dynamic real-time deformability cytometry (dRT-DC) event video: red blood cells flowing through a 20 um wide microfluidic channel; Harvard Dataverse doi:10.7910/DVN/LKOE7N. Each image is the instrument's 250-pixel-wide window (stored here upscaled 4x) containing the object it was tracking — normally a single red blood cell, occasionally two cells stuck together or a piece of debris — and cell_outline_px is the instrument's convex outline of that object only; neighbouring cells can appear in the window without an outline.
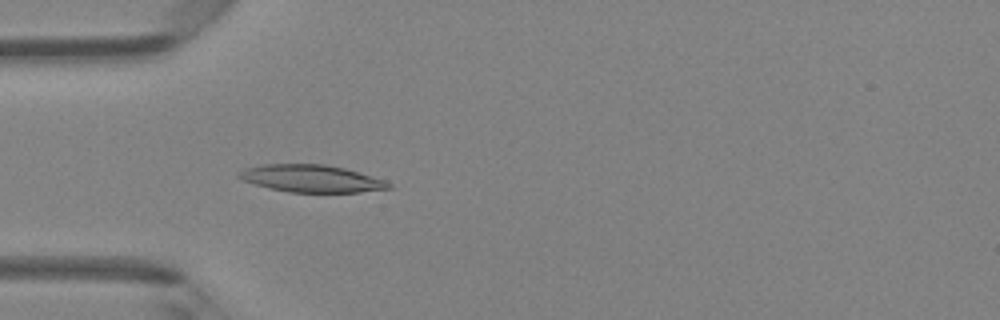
{"species": "Egyptian fruit bat (a non-hibernating species)", "species_latin": "Rousettus aegyptiacus", "temperature_condition": "room temperature", "stored_images_in_passage": 41, "camera_frame_rate_fps": 3000, "um_per_image_px": 0.085, "animal": {"sex": "female"}, "frame": {"image": 1, "passage_image": 13, "time_ms": 4.0, "image_size_px": [1000, 320], "cell_outline_px": [[392, 188], [360, 192], [288, 192], [268, 188], [244, 180], [236, 176], [244, 168], [260, 164], [324, 164], [344, 168], [384, 180], [392, 184]], "centroid_in_image_um": [26.45, 15.17], "position_along_channel_um": 58.6, "area_um2": 23.7}}
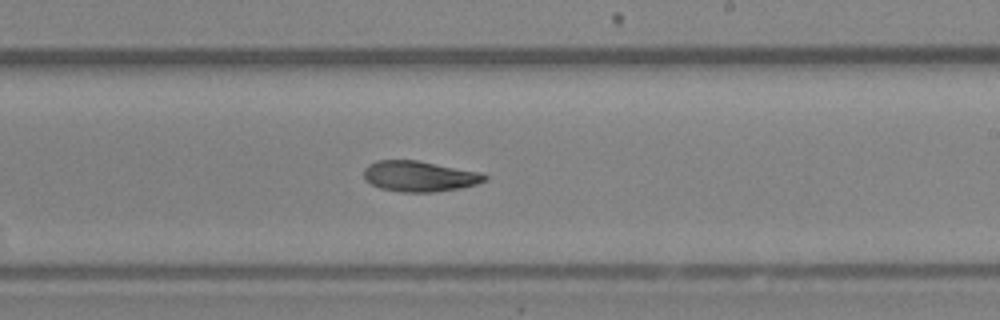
{"frame": {"image": 2, "passage_image": 27, "time_ms": 8.667, "image_size_px": [1000, 320], "cell_outline_px": [[488, 180], [476, 184], [460, 188], [432, 192], [400, 192], [380, 188], [364, 180], [364, 168], [368, 164], [376, 160], [416, 160], [484, 172], [488, 176]], "centroid_in_image_um": [35.67, 14.97], "position_along_channel_um": 253.3, "area_um2": 21.85}}
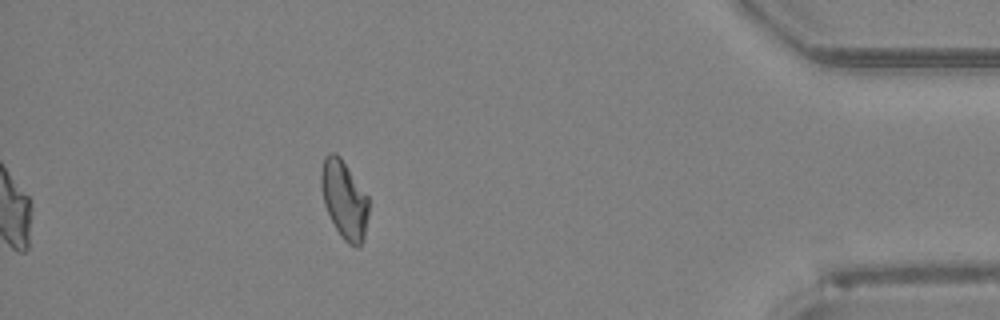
{"frame": {"image": 3, "passage_image": 41, "time_ms": 13.333, "image_size_px": [1000, 320], "cell_outline_px": [[368, 216], [364, 240], [356, 248], [348, 244], [340, 236], [324, 204], [320, 184], [320, 172], [324, 156], [328, 152], [336, 152], [340, 156], [368, 196]], "centroid_in_image_um": [29.25, 16.95], "position_along_channel_um": 405.9, "area_um2": 21.79}}